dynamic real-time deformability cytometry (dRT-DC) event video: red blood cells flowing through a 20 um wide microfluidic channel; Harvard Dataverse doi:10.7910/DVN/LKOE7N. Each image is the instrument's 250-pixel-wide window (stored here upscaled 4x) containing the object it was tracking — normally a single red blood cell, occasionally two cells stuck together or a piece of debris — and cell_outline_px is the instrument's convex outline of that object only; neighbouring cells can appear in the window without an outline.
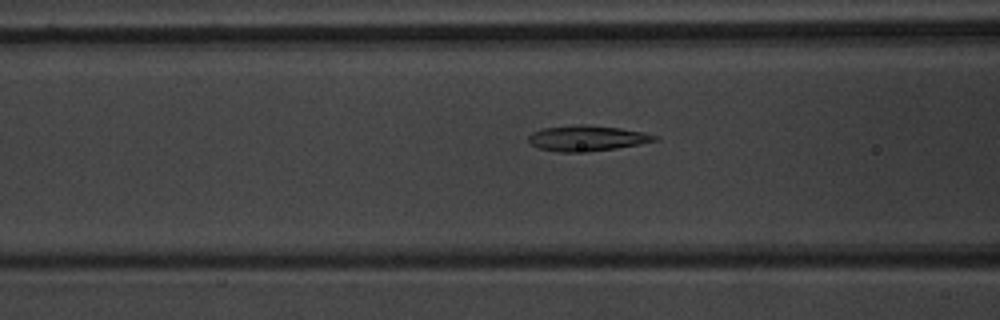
{"species": "common noctule bat (a hibernating species)", "species_latin": "Nyctalus noctula", "temperature_condition": "warm", "stored_images_in_passage": 45, "camera_frame_rate_fps": 3000, "um_per_image_px": 0.085, "animal": {"sex": "male", "body_mass_g": 20.1, "forearm_length_mm": 53.5}, "frame": {"image": 1, "passage_image": 13, "time_ms": 4.0, "image_size_px": [1000, 320], "cell_outline_px": [[656, 140], [640, 144], [616, 148], [588, 152], [560, 152], [536, 148], [528, 144], [528, 136], [532, 132], [540, 128], [576, 124], [584, 124], [620, 128], [644, 132], [656, 136]], "centroid_in_image_um": [49.8, 11.75], "position_along_channel_um": 116.8, "area_um2": 19.02}}
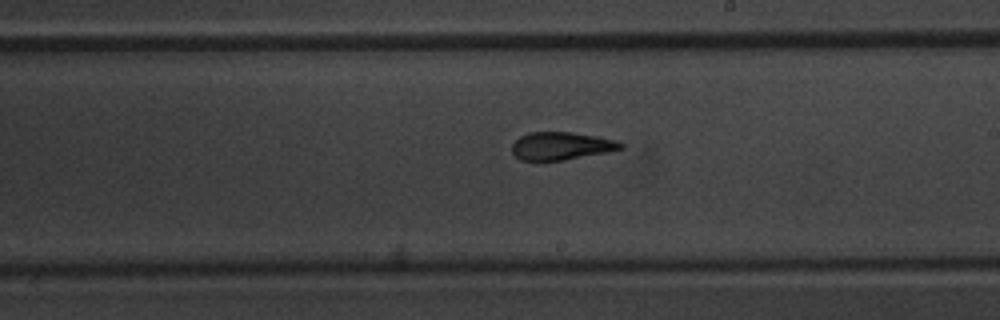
{"frame": {"image": 2, "passage_image": 23, "time_ms": 7.333, "image_size_px": [1000, 320], "cell_outline_px": [[624, 148], [608, 152], [564, 160], [520, 160], [512, 152], [512, 144], [520, 136], [528, 132], [572, 132], [596, 136], [616, 140], [624, 144]], "centroid_in_image_um": [47.71, 12.4], "position_along_channel_um": 241.3, "area_um2": 17.63}}
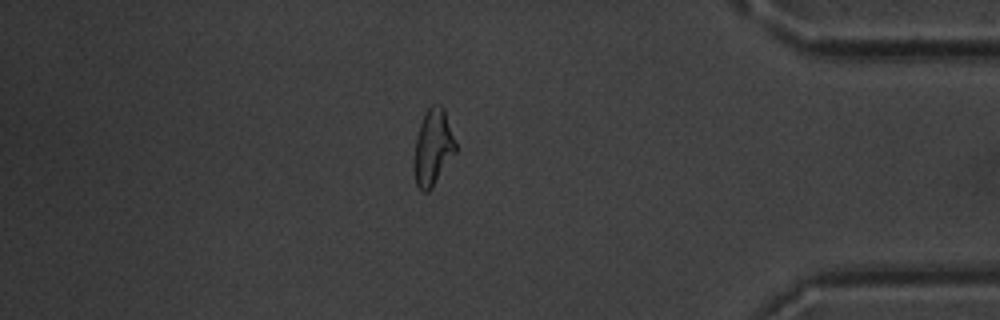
{"frame": {"image": 3, "passage_image": 38, "time_ms": 12.333, "image_size_px": [1000, 320], "cell_outline_px": [[456, 152], [432, 188], [428, 192], [424, 192], [416, 184], [412, 168], [416, 136], [424, 112], [432, 104], [440, 104], [444, 108], [456, 140]], "centroid_in_image_um": [36.79, 12.52], "position_along_channel_um": 398.4, "area_um2": 18.84}, "authors_computed_cell_mechanics": {"area_um2": 18.6116, "velocity_mm_per_s": 3.7381, "shape_relaxation_time_tau1_ms": 9.0692, "shape_relaxation_time_tau2_ms": 2.1674, "deformation_change_tau1": 0.257, "deformation_change_tau2": 0.0962}}